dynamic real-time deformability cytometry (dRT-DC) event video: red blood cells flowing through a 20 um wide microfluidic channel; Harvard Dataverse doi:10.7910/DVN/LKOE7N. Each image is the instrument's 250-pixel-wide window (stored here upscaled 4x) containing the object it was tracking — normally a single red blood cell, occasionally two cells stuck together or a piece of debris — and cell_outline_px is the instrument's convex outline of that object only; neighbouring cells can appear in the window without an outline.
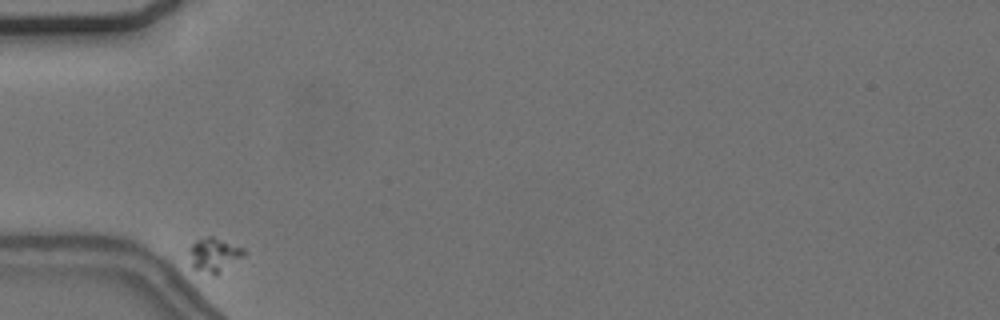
{"species": "common noctule bat (a hibernating species)", "species_latin": "Nyctalus noctula", "temperature_condition": "cold", "stored_images_in_passage": 39, "camera_frame_rate_fps": 3000, "um_per_image_px": 0.085, "animal": {"sex": "female", "body_mass_g": 24.6, "forearm_length_mm": 56.2}, "frame": {"image": 1, "passage_image": 1, "time_ms": 0.0, "image_size_px": [1000, 320], "cell_outline_px": [[244, 256], [216, 276], [212, 276], [192, 268], [192, 244], [196, 240], [208, 236], [212, 236], [244, 248]], "centroid_in_image_um": [18.24, 21.69], "position_along_channel_um": 66.8, "area_um2": 10.69}}